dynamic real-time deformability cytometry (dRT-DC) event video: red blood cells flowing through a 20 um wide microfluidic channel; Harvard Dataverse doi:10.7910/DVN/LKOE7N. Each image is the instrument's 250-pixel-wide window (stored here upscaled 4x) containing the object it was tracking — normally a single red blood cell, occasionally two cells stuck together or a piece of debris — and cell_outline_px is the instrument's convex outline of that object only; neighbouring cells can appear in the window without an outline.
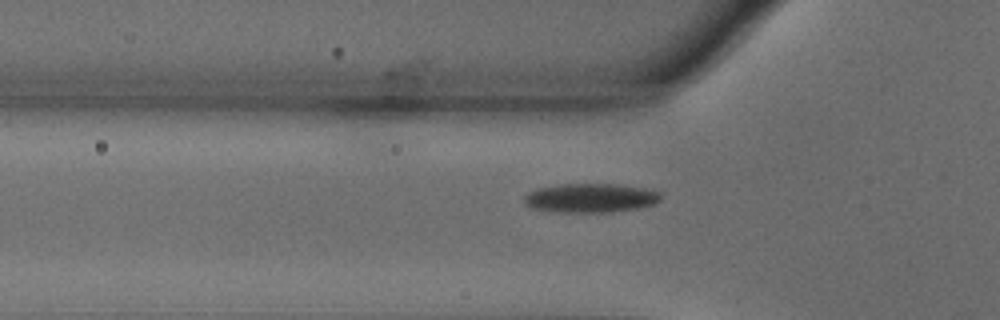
{"species": "common noctule bat (a hibernating species)", "species_latin": "Nyctalus noctula", "temperature_condition": "warm", "stored_images_in_passage": 41, "camera_frame_rate_fps": 3000, "um_per_image_px": 0.085, "animal": {"sex": "male", "body_mass_g": 18.8}, "frame": {"image": 1, "passage_image": 9, "time_ms": 2.667, "image_size_px": [1000, 320], "cell_outline_px": [[660, 200], [652, 204], [636, 208], [612, 212], [560, 212], [532, 208], [524, 204], [524, 196], [528, 192], [536, 188], [556, 184], [616, 184], [644, 188], [660, 192]], "centroid_in_image_um": [50.14, 16.82], "position_along_channel_um": 75.7, "area_um2": 23.12}}
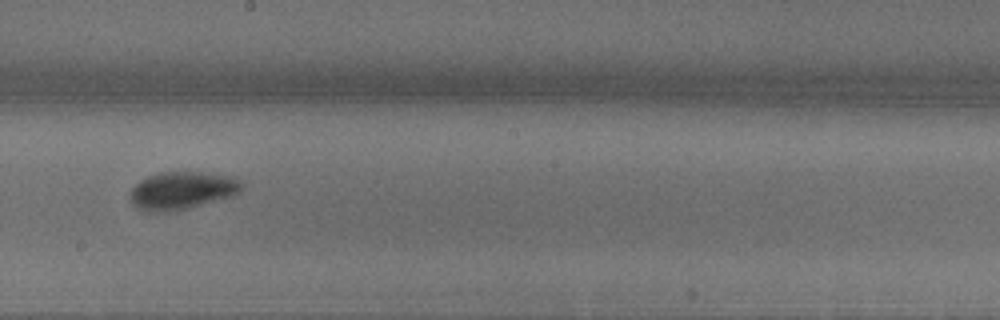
{"frame": {"image": 2, "passage_image": 22, "time_ms": 7.0, "image_size_px": [1000, 320], "cell_outline_px": [[244, 184], [240, 192], [232, 196], [188, 208], [168, 212], [144, 212], [136, 208], [132, 204], [128, 196], [132, 188], [140, 180], [148, 176], [160, 172], [200, 172], [236, 176]], "centroid_in_image_um": [15.46, 16.2], "position_along_channel_um": 232.7, "area_um2": 24.91}}
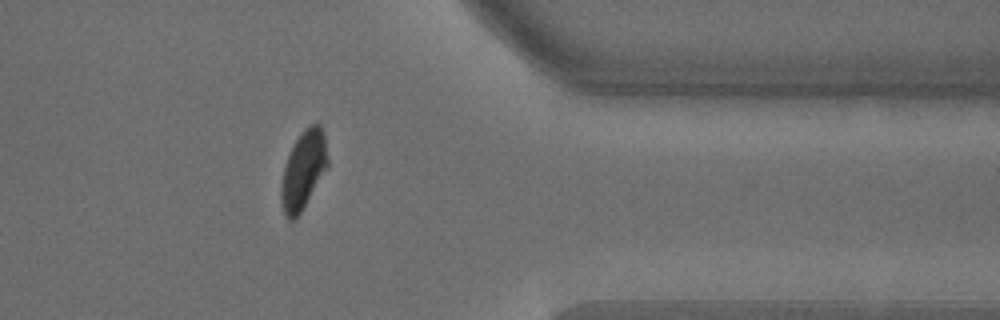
{"frame": {"image": 3, "passage_image": 36, "time_ms": 11.667, "image_size_px": [1000, 320], "cell_outline_px": [[328, 168], [300, 212], [292, 220], [288, 220], [284, 216], [280, 200], [280, 188], [284, 168], [288, 156], [300, 132], [304, 128], [312, 124], [320, 124], [324, 132], [328, 160]], "centroid_in_image_um": [25.79, 14.45], "position_along_channel_um": 385.6, "area_um2": 21.15}, "authors_computed_cell_mechanics": {"area_um2": 23.409, "velocity_mm_per_s": 3.6039, "shape_relaxation_time_tau1_ms": 3.1909, "shape_relaxation_time_tau2_ms": 1.0005, "deformation_change_tau1": 0.1573, "deformation_change_tau2": 0.0548}}